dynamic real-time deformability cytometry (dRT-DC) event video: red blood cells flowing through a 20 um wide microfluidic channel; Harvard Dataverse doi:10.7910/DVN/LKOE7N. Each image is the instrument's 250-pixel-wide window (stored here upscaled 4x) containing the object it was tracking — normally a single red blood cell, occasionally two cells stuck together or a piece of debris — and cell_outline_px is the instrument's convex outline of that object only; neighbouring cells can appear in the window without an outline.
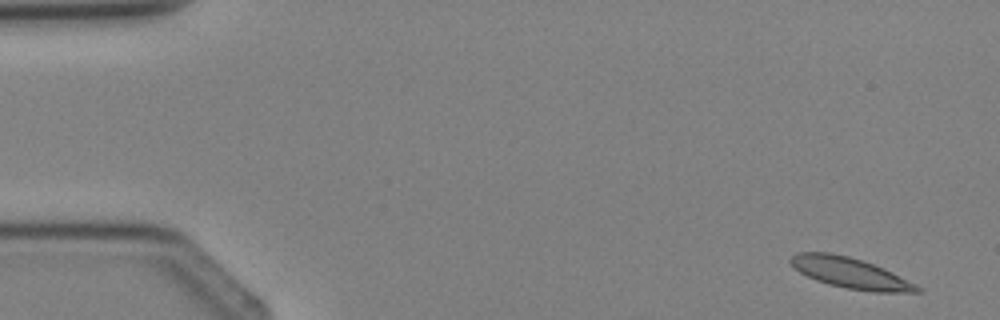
{"species": "Egyptian fruit bat (a non-hibernating species)", "species_latin": "Rousettus aegyptiacus", "temperature_condition": "cold", "stored_images_in_passage": 4, "camera_frame_rate_fps": 3000, "um_per_image_px": 0.085, "animal": {"sex": "female"}, "frame": {"image": 1, "passage_image": 1, "time_ms": 0.0, "image_size_px": [1000, 320], "cell_outline_px": [[924, 292], [872, 292], [848, 288], [828, 284], [816, 280], [800, 272], [788, 260], [792, 256], [800, 252], [828, 252], [848, 256], [884, 268], [924, 288]], "centroid_in_image_um": [72.32, 23.21], "position_along_channel_um": 12.7, "area_um2": 22.43}}
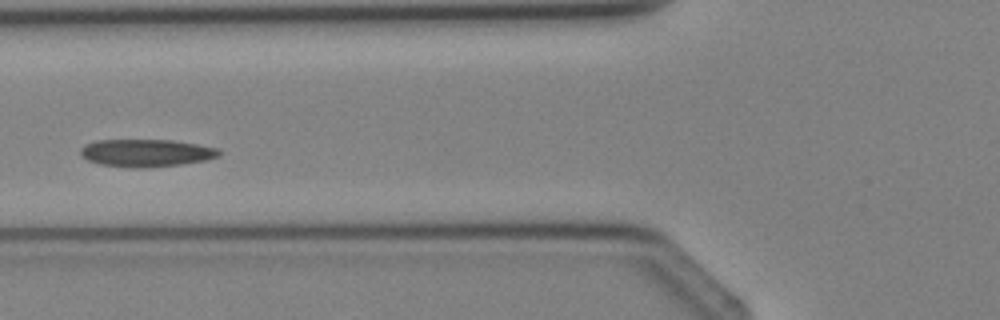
{"frame": {"image": 2, "passage_image": 4, "time_ms": 4.333, "image_size_px": [1000, 320], "cell_outline_px": [[220, 156], [204, 160], [180, 164], [144, 168], [132, 168], [100, 164], [88, 160], [80, 152], [80, 148], [84, 144], [96, 140], [172, 140], [220, 148]], "centroid_in_image_um": [12.42, 12.99], "position_along_channel_um": 113.4, "area_um2": 22.2}}